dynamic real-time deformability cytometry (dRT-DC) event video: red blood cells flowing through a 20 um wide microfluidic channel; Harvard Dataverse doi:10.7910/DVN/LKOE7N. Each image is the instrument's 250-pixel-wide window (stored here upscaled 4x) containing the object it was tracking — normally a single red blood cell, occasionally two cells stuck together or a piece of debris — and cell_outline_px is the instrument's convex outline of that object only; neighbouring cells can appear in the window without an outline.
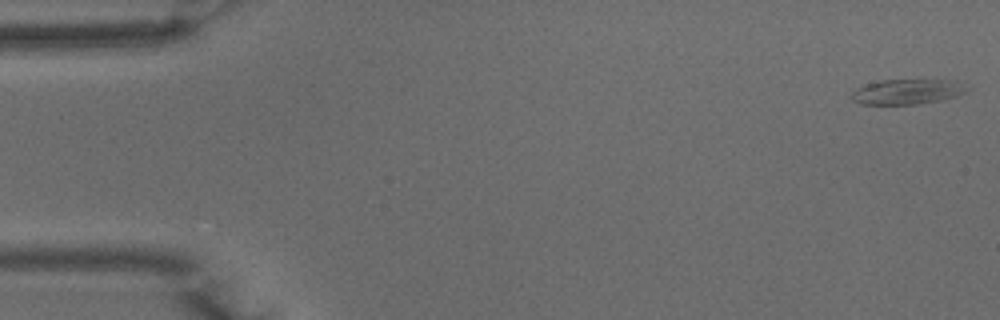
{"species": "common noctule bat (a hibernating species)", "species_latin": "Nyctalus noctula", "temperature_condition": "warm", "stored_images_in_passage": 50, "camera_frame_rate_fps": 3000, "um_per_image_px": 0.085, "animal": {"sex": "male", "body_mass_g": 15.6}, "frame": {"image": 1, "passage_image": 1, "time_ms": 0.0, "image_size_px": [1000, 320], "cell_outline_px": [[972, 88], [968, 92], [956, 96], [940, 100], [916, 104], [860, 104], [852, 100], [852, 92], [856, 88], [880, 80], [956, 80]], "centroid_in_image_um": [77.18, 7.79], "position_along_channel_um": 7.8, "area_um2": 16.94}}
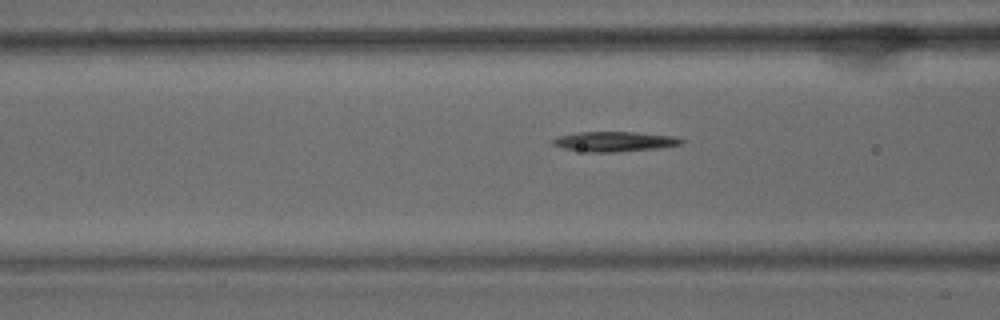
{"frame": {"image": 2, "passage_image": 19, "time_ms": 6.0, "image_size_px": [1000, 320], "cell_outline_px": [[684, 144], [660, 148], [612, 152], [588, 152], [564, 148], [552, 144], [552, 140], [560, 136], [576, 132], [636, 132], [676, 136], [684, 140]], "centroid_in_image_um": [52.29, 12.02], "position_along_channel_um": 114.3, "area_um2": 14.97}}
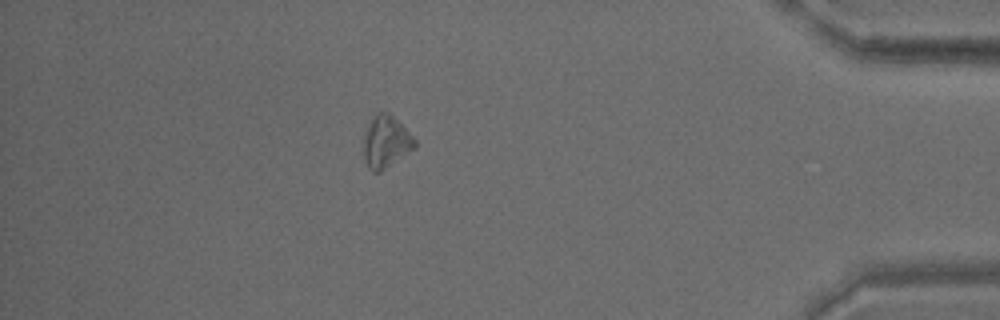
{"frame": {"image": 3, "passage_image": 44, "time_ms": 14.333, "image_size_px": [1000, 320], "cell_outline_px": [[416, 148], [380, 172], [372, 172], [368, 168], [364, 156], [364, 136], [376, 112], [388, 112], [416, 140]], "centroid_in_image_um": [32.82, 12.09], "position_along_channel_um": 402.4, "area_um2": 15.2}}